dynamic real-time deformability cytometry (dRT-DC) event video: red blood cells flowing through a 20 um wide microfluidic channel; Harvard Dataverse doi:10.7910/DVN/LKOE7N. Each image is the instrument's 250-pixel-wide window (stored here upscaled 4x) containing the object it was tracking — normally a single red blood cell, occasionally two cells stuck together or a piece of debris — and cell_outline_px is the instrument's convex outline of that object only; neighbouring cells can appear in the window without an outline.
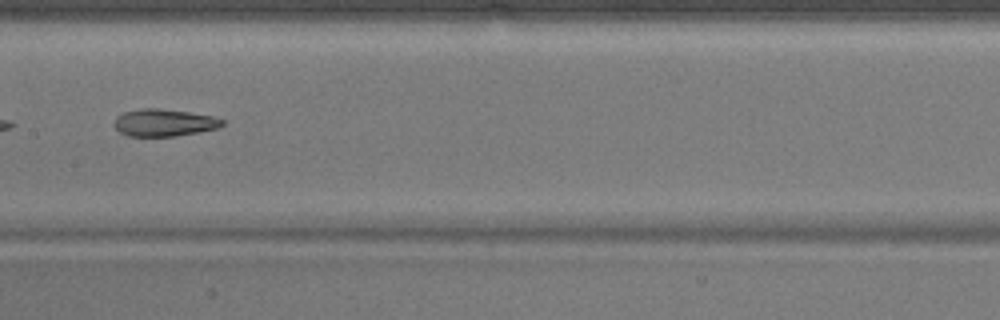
{"species": "common noctule bat (a hibernating species)", "species_latin": "Nyctalus noctula", "temperature_condition": "warm", "stored_images_in_passage": 36, "camera_frame_rate_fps": 3000, "um_per_image_px": 0.085, "animal": {"sex": "male", "body_mass_g": 17.9}, "frame": {"image": 1, "passage_image": 11, "time_ms": 3.333, "image_size_px": [1000, 320], "cell_outline_px": [[224, 124], [216, 128], [176, 136], [128, 136], [120, 132], [112, 124], [116, 116], [124, 112], [140, 108], [160, 108], [188, 112], [212, 116], [224, 120]], "centroid_in_image_um": [13.89, 10.42], "position_along_channel_um": 193.5, "area_um2": 17.11}, "authors_computed_cell_mechanics": {"area_um2": 18.4382, "velocity_mm_per_s": 3.8192, "shape_relaxation_time_tau1_ms": 7.8456, "shape_relaxation_time_tau2_ms": 2.8677, "deformation_change_tau1": 0.2148, "deformation_change_tau2": 0.1119}}